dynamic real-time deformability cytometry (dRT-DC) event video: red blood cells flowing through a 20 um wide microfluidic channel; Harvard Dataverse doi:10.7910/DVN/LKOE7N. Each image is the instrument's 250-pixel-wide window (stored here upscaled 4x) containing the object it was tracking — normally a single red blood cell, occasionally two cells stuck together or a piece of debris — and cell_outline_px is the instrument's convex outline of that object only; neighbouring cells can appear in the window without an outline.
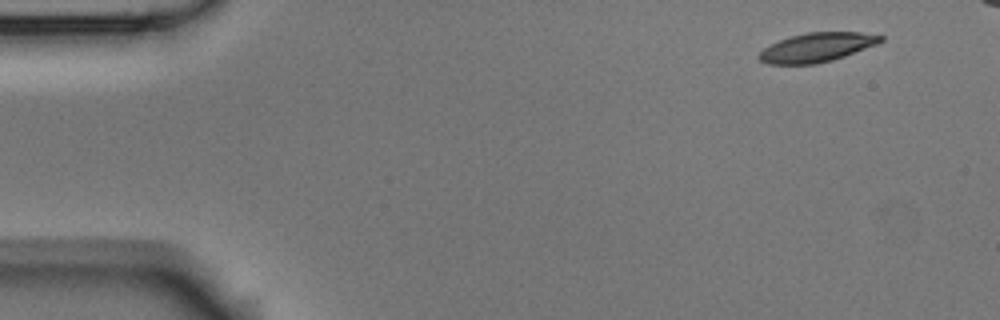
{"species": "Egyptian fruit bat (a non-hibernating species)", "species_latin": "Rousettus aegyptiacus", "temperature_condition": "room temperature", "stored_images_in_passage": 4, "camera_frame_rate_fps": 3000, "um_per_image_px": 0.085, "animal": {"sex": "male"}, "frame": {"image": 1, "passage_image": 1, "time_ms": 0.0, "image_size_px": [1000, 320], "cell_outline_px": [[884, 40], [876, 44], [844, 56], [832, 60], [816, 64], [768, 64], [760, 60], [756, 56], [764, 48], [780, 40], [804, 32], [860, 32], [884, 36]], "centroid_in_image_um": [69.42, 4.02], "position_along_channel_um": 15.6, "area_um2": 20.46}}
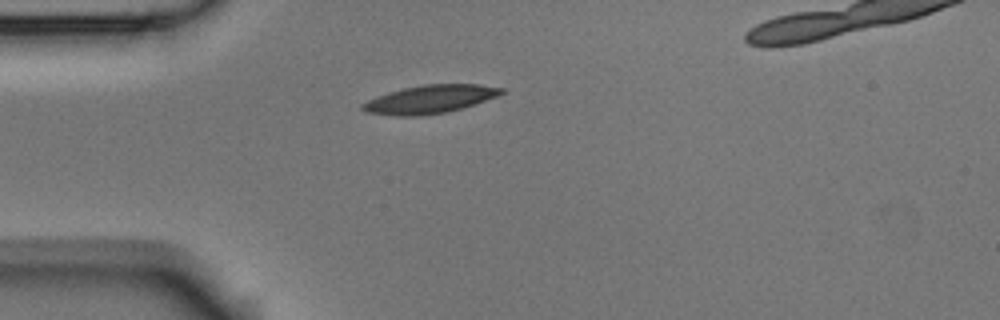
{"frame": {"image": 2, "passage_image": 4, "time_ms": 1.0, "image_size_px": [1000, 320], "cell_outline_px": [[504, 92], [496, 96], [460, 108], [444, 112], [416, 116], [400, 116], [364, 112], [360, 108], [360, 104], [376, 96], [388, 92], [404, 88], [424, 84], [480, 84], [504, 88]], "centroid_in_image_um": [36.48, 8.42], "position_along_channel_um": 48.5, "area_um2": 22.54}}